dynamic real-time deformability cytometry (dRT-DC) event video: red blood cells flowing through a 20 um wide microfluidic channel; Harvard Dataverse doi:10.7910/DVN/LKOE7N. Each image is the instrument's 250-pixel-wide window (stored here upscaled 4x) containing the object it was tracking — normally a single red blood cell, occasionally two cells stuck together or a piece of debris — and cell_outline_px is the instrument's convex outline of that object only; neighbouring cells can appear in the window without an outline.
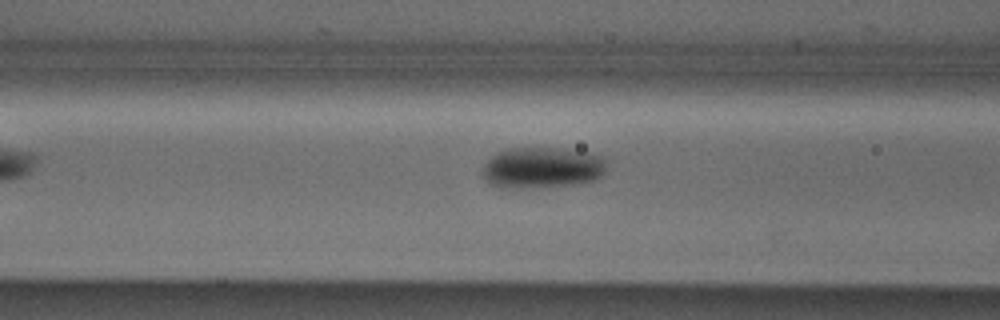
{"species": "Egyptian fruit bat (a non-hibernating species)", "species_latin": "Rousettus aegyptiacus", "temperature_condition": "cold", "stored_images_in_passage": 9, "camera_frame_rate_fps": 3000, "um_per_image_px": 0.085, "animal": {"sex": "male"}, "frame": {"image": 1, "passage_image": 7, "time_ms": 2.0, "image_size_px": [1000, 320], "cell_outline_px": [[608, 160], [604, 172], [596, 180], [576, 184], [520, 188], [500, 188], [492, 184], [484, 176], [484, 164], [496, 152], [504, 148], [560, 148], [588, 152], [604, 156]], "centroid_in_image_um": [46.13, 14.23], "position_along_channel_um": 120.5, "area_um2": 29.88}}